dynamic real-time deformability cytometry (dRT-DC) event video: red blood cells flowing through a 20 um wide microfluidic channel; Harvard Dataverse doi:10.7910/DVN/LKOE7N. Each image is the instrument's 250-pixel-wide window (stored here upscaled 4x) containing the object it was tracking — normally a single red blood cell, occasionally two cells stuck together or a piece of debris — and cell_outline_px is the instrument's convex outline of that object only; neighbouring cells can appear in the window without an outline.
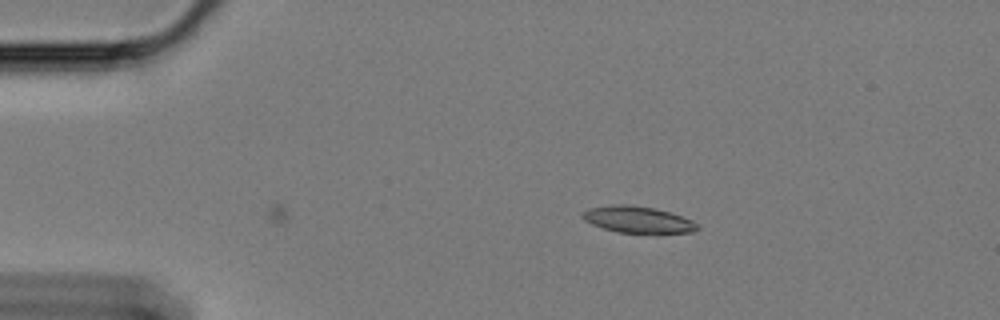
{"species": "Egyptian fruit bat (a non-hibernating species)", "species_latin": "Rousettus aegyptiacus", "temperature_condition": "cold", "stored_images_in_passage": 9, "camera_frame_rate_fps": 3000, "um_per_image_px": 0.085, "animal": {"sex": "female"}, "frame": {"image": 1, "passage_image": 9, "time_ms": 2.667, "image_size_px": [1000, 320], "cell_outline_px": [[700, 228], [692, 232], [656, 236], [616, 232], [592, 224], [584, 220], [580, 216], [580, 212], [588, 208], [612, 204], [628, 204], [656, 208], [692, 220]], "centroid_in_image_um": [54.22, 18.71], "position_along_channel_um": 30.8, "area_um2": 18.73}}